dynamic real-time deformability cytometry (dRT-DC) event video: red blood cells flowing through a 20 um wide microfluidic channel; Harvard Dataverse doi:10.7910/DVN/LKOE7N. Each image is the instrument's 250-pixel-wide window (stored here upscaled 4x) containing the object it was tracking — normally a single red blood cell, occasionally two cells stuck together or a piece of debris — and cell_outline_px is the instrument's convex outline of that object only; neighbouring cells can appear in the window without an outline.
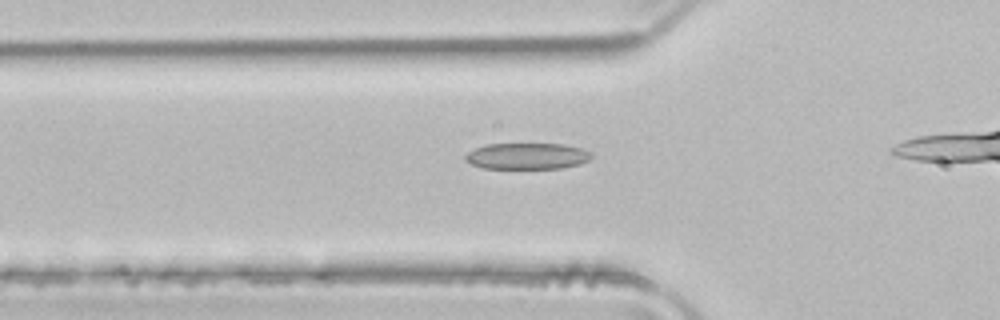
{"species": "common noctule bat (a hibernating species)", "species_latin": "Nyctalus noctula", "temperature_condition": "room temperature", "stored_images_in_passage": 32, "camera_frame_rate_fps": 3000, "um_per_image_px": 0.085, "animal": {"sex": "male", "body_mass_g": 21.5, "forearm_length_mm": 52.0}, "frame": {"image": 1, "passage_image": 8, "time_ms": 2.333, "image_size_px": [1000, 320], "cell_outline_px": [[592, 156], [588, 160], [580, 164], [560, 168], [480, 168], [464, 160], [464, 156], [468, 152], [476, 148], [488, 144], [564, 144], [584, 148], [592, 152]], "centroid_in_image_um": [44.82, 13.26], "position_along_channel_um": 81.0, "area_um2": 19.36}}
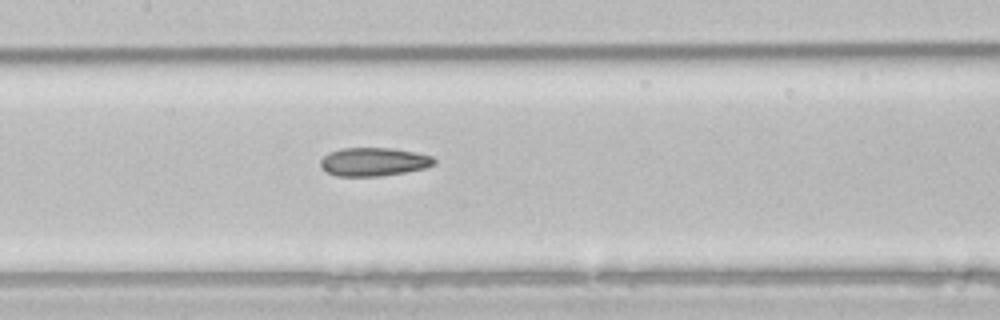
{"frame": {"image": 2, "passage_image": 15, "time_ms": 4.667, "image_size_px": [1000, 320], "cell_outline_px": [[436, 164], [424, 168], [404, 172], [380, 176], [336, 176], [320, 168], [320, 160], [328, 152], [340, 148], [392, 148], [432, 156], [436, 160]], "centroid_in_image_um": [31.73, 13.75], "position_along_channel_um": 175.7, "area_um2": 18.84}}
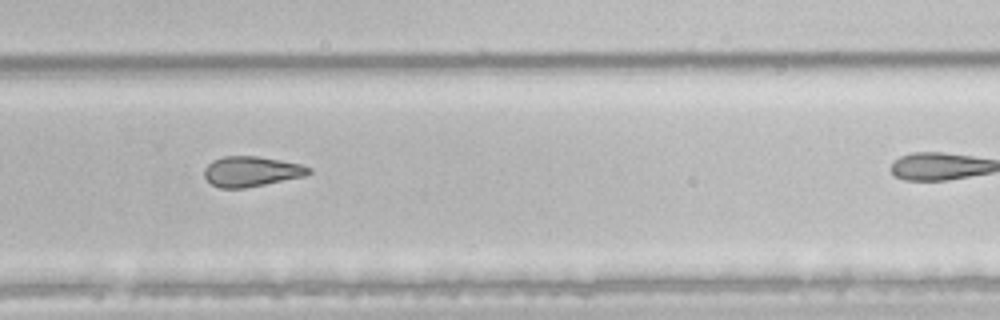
{"frame": {"image": 3, "passage_image": 25, "time_ms": 8.0, "image_size_px": [1000, 320], "cell_outline_px": [[312, 172], [304, 176], [244, 188], [220, 188], [212, 184], [204, 176], [204, 168], [212, 160], [224, 156], [256, 156], [280, 160], [300, 164], [312, 168]], "centroid_in_image_um": [21.35, 14.56], "position_along_channel_um": 308.4, "area_um2": 18.26}}